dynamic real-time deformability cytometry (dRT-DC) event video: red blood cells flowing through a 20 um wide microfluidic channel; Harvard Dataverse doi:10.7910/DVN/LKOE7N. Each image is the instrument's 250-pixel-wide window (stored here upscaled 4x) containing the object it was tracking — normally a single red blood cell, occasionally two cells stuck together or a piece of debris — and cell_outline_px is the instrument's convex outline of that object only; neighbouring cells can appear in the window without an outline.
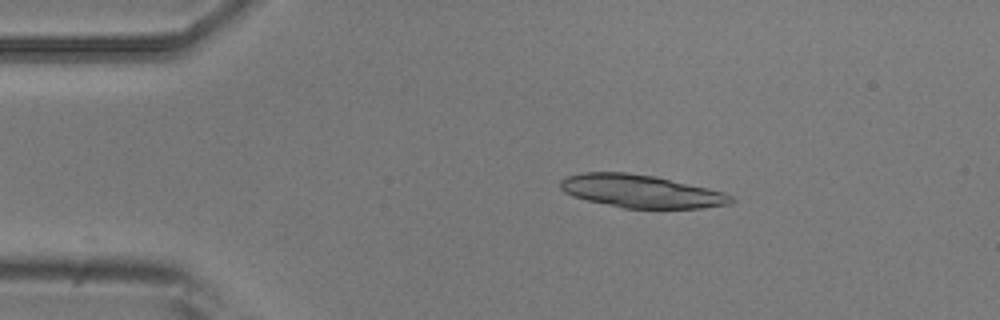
{"species": "common noctule bat (a hibernating species)", "species_latin": "Nyctalus noctula", "temperature_condition": "room temperature", "stored_images_in_passage": 6, "camera_frame_rate_fps": 3000, "um_per_image_px": 0.085, "animal": {"sex": "male", "body_mass_g": 20.5, "forearm_length_mm": 52.5}, "frame": {"image": 1, "passage_image": 3, "time_ms": 0.667, "image_size_px": [1000, 320], "cell_outline_px": [[736, 200], [728, 204], [704, 208], [624, 208], [588, 200], [572, 196], [564, 192], [560, 188], [560, 180], [568, 176], [580, 172], [624, 172], [656, 176], [708, 188], [724, 192], [732, 196]], "centroid_in_image_um": [54.49, 16.25], "position_along_channel_um": 30.5, "area_um2": 32.71}}